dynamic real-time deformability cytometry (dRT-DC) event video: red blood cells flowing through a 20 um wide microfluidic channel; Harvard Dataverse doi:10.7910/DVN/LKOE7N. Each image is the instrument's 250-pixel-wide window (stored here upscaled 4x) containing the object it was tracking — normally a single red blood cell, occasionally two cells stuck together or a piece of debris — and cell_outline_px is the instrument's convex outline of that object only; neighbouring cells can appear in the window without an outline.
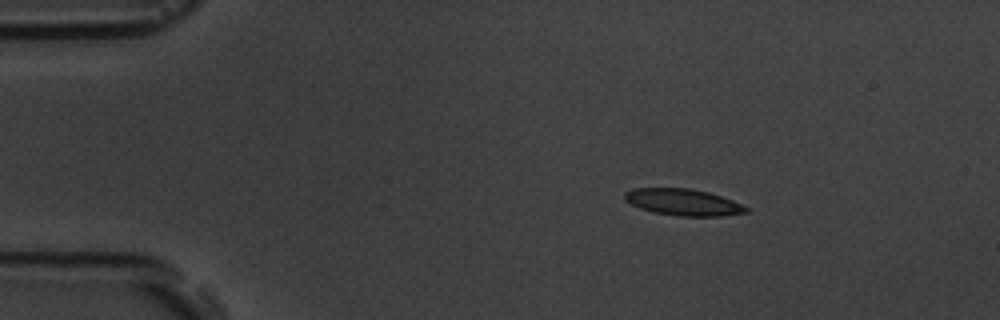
{"species": "common noctule bat (a hibernating species)", "species_latin": "Nyctalus noctula", "temperature_condition": "room temperature", "stored_images_in_passage": 3, "camera_frame_rate_fps": 3000, "um_per_image_px": 0.085, "animal": {"sex": "male", "body_mass_g": 19.5, "forearm_length_mm": 54.6}, "frame": {"image": 1, "passage_image": 1, "time_ms": 0.0, "image_size_px": [1000, 320], "cell_outline_px": [[748, 212], [724, 216], [676, 216], [652, 212], [640, 208], [624, 200], [624, 192], [632, 188], [688, 188], [708, 192], [732, 200], [748, 208]], "centroid_in_image_um": [58.03, 17.19], "position_along_channel_um": 27.0, "area_um2": 18.84}}